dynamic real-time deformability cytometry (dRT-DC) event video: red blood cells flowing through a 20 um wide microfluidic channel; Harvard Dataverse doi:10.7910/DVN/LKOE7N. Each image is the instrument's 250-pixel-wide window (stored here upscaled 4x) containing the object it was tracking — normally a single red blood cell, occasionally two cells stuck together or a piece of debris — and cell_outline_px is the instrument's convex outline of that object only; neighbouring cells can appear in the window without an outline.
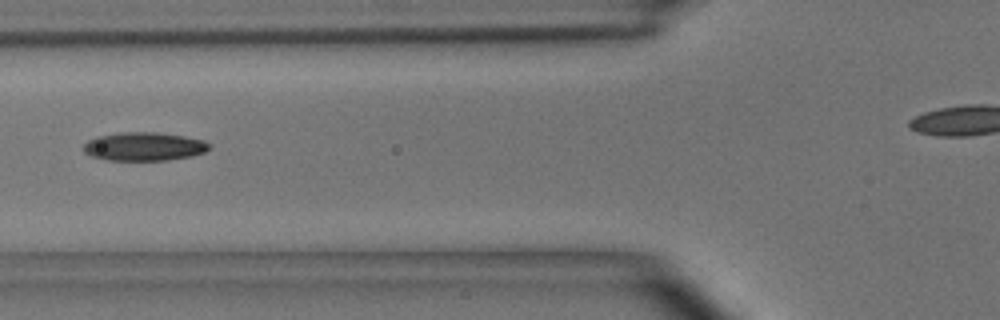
{"species": "common noctule bat (a hibernating species)", "species_latin": "Nyctalus noctula", "temperature_condition": "room temperature", "stored_images_in_passage": 4, "camera_frame_rate_fps": 3000, "um_per_image_px": 0.085, "animal": {"sex": "male", "body_mass_g": 15.6}, "frame": {"image": 1, "passage_image": 3, "time_ms": 2.333, "image_size_px": [1000, 320], "cell_outline_px": [[212, 148], [204, 152], [192, 156], [168, 160], [108, 160], [92, 156], [84, 152], [84, 144], [88, 140], [96, 136], [120, 132], [156, 132], [184, 136], [204, 140], [212, 144]], "centroid_in_image_um": [12.28, 12.44], "position_along_channel_um": 113.5, "area_um2": 21.04}}